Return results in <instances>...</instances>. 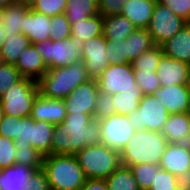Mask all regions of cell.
<instances>
[{
  "instance_id": "bcb514c9",
  "label": "cell",
  "mask_w": 190,
  "mask_h": 190,
  "mask_svg": "<svg viewBox=\"0 0 190 190\" xmlns=\"http://www.w3.org/2000/svg\"><path fill=\"white\" fill-rule=\"evenodd\" d=\"M20 190H50L45 171L42 168L35 170L28 179L25 187Z\"/></svg>"
},
{
  "instance_id": "ba28073f",
  "label": "cell",
  "mask_w": 190,
  "mask_h": 190,
  "mask_svg": "<svg viewBox=\"0 0 190 190\" xmlns=\"http://www.w3.org/2000/svg\"><path fill=\"white\" fill-rule=\"evenodd\" d=\"M54 129L52 123L26 116L19 120V136L15 142H19V146H32L42 156L50 155Z\"/></svg>"
},
{
  "instance_id": "e575fe53",
  "label": "cell",
  "mask_w": 190,
  "mask_h": 190,
  "mask_svg": "<svg viewBox=\"0 0 190 190\" xmlns=\"http://www.w3.org/2000/svg\"><path fill=\"white\" fill-rule=\"evenodd\" d=\"M15 159L16 163L30 167L35 170L42 168L43 156L32 146H19V142H15Z\"/></svg>"
},
{
  "instance_id": "d4e9b609",
  "label": "cell",
  "mask_w": 190,
  "mask_h": 190,
  "mask_svg": "<svg viewBox=\"0 0 190 190\" xmlns=\"http://www.w3.org/2000/svg\"><path fill=\"white\" fill-rule=\"evenodd\" d=\"M137 28L125 16H103V36L106 40H125Z\"/></svg>"
},
{
  "instance_id": "b9f144b4",
  "label": "cell",
  "mask_w": 190,
  "mask_h": 190,
  "mask_svg": "<svg viewBox=\"0 0 190 190\" xmlns=\"http://www.w3.org/2000/svg\"><path fill=\"white\" fill-rule=\"evenodd\" d=\"M116 114L113 98L111 94L99 91L96 99V109L93 115L94 119L100 120Z\"/></svg>"
},
{
  "instance_id": "7402d4cb",
  "label": "cell",
  "mask_w": 190,
  "mask_h": 190,
  "mask_svg": "<svg viewBox=\"0 0 190 190\" xmlns=\"http://www.w3.org/2000/svg\"><path fill=\"white\" fill-rule=\"evenodd\" d=\"M161 46L165 56L190 64V23Z\"/></svg>"
},
{
  "instance_id": "ab89813d",
  "label": "cell",
  "mask_w": 190,
  "mask_h": 190,
  "mask_svg": "<svg viewBox=\"0 0 190 190\" xmlns=\"http://www.w3.org/2000/svg\"><path fill=\"white\" fill-rule=\"evenodd\" d=\"M23 77L12 64H0V96L4 94L12 85L19 82Z\"/></svg>"
},
{
  "instance_id": "83f0119b",
  "label": "cell",
  "mask_w": 190,
  "mask_h": 190,
  "mask_svg": "<svg viewBox=\"0 0 190 190\" xmlns=\"http://www.w3.org/2000/svg\"><path fill=\"white\" fill-rule=\"evenodd\" d=\"M64 14L70 24L81 22L90 16L100 14L98 0H67Z\"/></svg>"
},
{
  "instance_id": "9c48e42d",
  "label": "cell",
  "mask_w": 190,
  "mask_h": 190,
  "mask_svg": "<svg viewBox=\"0 0 190 190\" xmlns=\"http://www.w3.org/2000/svg\"><path fill=\"white\" fill-rule=\"evenodd\" d=\"M169 113L154 94L144 95L138 109L127 117L135 131L149 130L161 132Z\"/></svg>"
},
{
  "instance_id": "f6af8a7d",
  "label": "cell",
  "mask_w": 190,
  "mask_h": 190,
  "mask_svg": "<svg viewBox=\"0 0 190 190\" xmlns=\"http://www.w3.org/2000/svg\"><path fill=\"white\" fill-rule=\"evenodd\" d=\"M21 117L4 115L0 121V136L14 140L19 136V120Z\"/></svg>"
},
{
  "instance_id": "d590c367",
  "label": "cell",
  "mask_w": 190,
  "mask_h": 190,
  "mask_svg": "<svg viewBox=\"0 0 190 190\" xmlns=\"http://www.w3.org/2000/svg\"><path fill=\"white\" fill-rule=\"evenodd\" d=\"M106 57L109 65L131 64L128 59L127 41L125 40H107Z\"/></svg>"
},
{
  "instance_id": "f907efd6",
  "label": "cell",
  "mask_w": 190,
  "mask_h": 190,
  "mask_svg": "<svg viewBox=\"0 0 190 190\" xmlns=\"http://www.w3.org/2000/svg\"><path fill=\"white\" fill-rule=\"evenodd\" d=\"M5 40V29L3 28V25H0V48Z\"/></svg>"
},
{
  "instance_id": "4dcf8cb0",
  "label": "cell",
  "mask_w": 190,
  "mask_h": 190,
  "mask_svg": "<svg viewBox=\"0 0 190 190\" xmlns=\"http://www.w3.org/2000/svg\"><path fill=\"white\" fill-rule=\"evenodd\" d=\"M143 96L144 93L140 88L137 90H128L112 94L116 114L128 116L130 113L138 109L140 100Z\"/></svg>"
},
{
  "instance_id": "9a60e30c",
  "label": "cell",
  "mask_w": 190,
  "mask_h": 190,
  "mask_svg": "<svg viewBox=\"0 0 190 190\" xmlns=\"http://www.w3.org/2000/svg\"><path fill=\"white\" fill-rule=\"evenodd\" d=\"M107 40L102 35L84 41L81 60L91 79H97L109 66L106 57Z\"/></svg>"
},
{
  "instance_id": "1f68e13d",
  "label": "cell",
  "mask_w": 190,
  "mask_h": 190,
  "mask_svg": "<svg viewBox=\"0 0 190 190\" xmlns=\"http://www.w3.org/2000/svg\"><path fill=\"white\" fill-rule=\"evenodd\" d=\"M105 180L108 190H140L130 167L120 165Z\"/></svg>"
},
{
  "instance_id": "7bdbcfd3",
  "label": "cell",
  "mask_w": 190,
  "mask_h": 190,
  "mask_svg": "<svg viewBox=\"0 0 190 190\" xmlns=\"http://www.w3.org/2000/svg\"><path fill=\"white\" fill-rule=\"evenodd\" d=\"M15 141L0 136V170L16 164Z\"/></svg>"
},
{
  "instance_id": "f1b7e54d",
  "label": "cell",
  "mask_w": 190,
  "mask_h": 190,
  "mask_svg": "<svg viewBox=\"0 0 190 190\" xmlns=\"http://www.w3.org/2000/svg\"><path fill=\"white\" fill-rule=\"evenodd\" d=\"M102 33L103 16L101 14H96L81 22L71 24V37H77L83 42L100 36Z\"/></svg>"
},
{
  "instance_id": "f35d334b",
  "label": "cell",
  "mask_w": 190,
  "mask_h": 190,
  "mask_svg": "<svg viewBox=\"0 0 190 190\" xmlns=\"http://www.w3.org/2000/svg\"><path fill=\"white\" fill-rule=\"evenodd\" d=\"M71 37V24L64 13L51 17L50 39L62 41Z\"/></svg>"
},
{
  "instance_id": "5b68a950",
  "label": "cell",
  "mask_w": 190,
  "mask_h": 190,
  "mask_svg": "<svg viewBox=\"0 0 190 190\" xmlns=\"http://www.w3.org/2000/svg\"><path fill=\"white\" fill-rule=\"evenodd\" d=\"M86 179H106L120 165V153L104 144L87 145L75 154Z\"/></svg>"
},
{
  "instance_id": "8fae6325",
  "label": "cell",
  "mask_w": 190,
  "mask_h": 190,
  "mask_svg": "<svg viewBox=\"0 0 190 190\" xmlns=\"http://www.w3.org/2000/svg\"><path fill=\"white\" fill-rule=\"evenodd\" d=\"M101 130V144L117 152H121L128 140L134 135L135 129L128 117L114 114L99 120Z\"/></svg>"
},
{
  "instance_id": "d6986e66",
  "label": "cell",
  "mask_w": 190,
  "mask_h": 190,
  "mask_svg": "<svg viewBox=\"0 0 190 190\" xmlns=\"http://www.w3.org/2000/svg\"><path fill=\"white\" fill-rule=\"evenodd\" d=\"M14 66L23 78H30L36 81L48 71L42 56L33 44L22 52Z\"/></svg>"
},
{
  "instance_id": "e0dca14e",
  "label": "cell",
  "mask_w": 190,
  "mask_h": 190,
  "mask_svg": "<svg viewBox=\"0 0 190 190\" xmlns=\"http://www.w3.org/2000/svg\"><path fill=\"white\" fill-rule=\"evenodd\" d=\"M156 74L161 86H172L190 84V64L167 57L161 56Z\"/></svg>"
},
{
  "instance_id": "5bb4252c",
  "label": "cell",
  "mask_w": 190,
  "mask_h": 190,
  "mask_svg": "<svg viewBox=\"0 0 190 190\" xmlns=\"http://www.w3.org/2000/svg\"><path fill=\"white\" fill-rule=\"evenodd\" d=\"M98 93L96 79H90L78 85L69 96L63 99L67 114L80 112L93 117Z\"/></svg>"
},
{
  "instance_id": "4316f807",
  "label": "cell",
  "mask_w": 190,
  "mask_h": 190,
  "mask_svg": "<svg viewBox=\"0 0 190 190\" xmlns=\"http://www.w3.org/2000/svg\"><path fill=\"white\" fill-rule=\"evenodd\" d=\"M28 7L13 1L3 8V28L5 35L22 33L25 15Z\"/></svg>"
},
{
  "instance_id": "681fc988",
  "label": "cell",
  "mask_w": 190,
  "mask_h": 190,
  "mask_svg": "<svg viewBox=\"0 0 190 190\" xmlns=\"http://www.w3.org/2000/svg\"><path fill=\"white\" fill-rule=\"evenodd\" d=\"M15 2H17V3H20V4H22L23 6H25V7H28V8H32L34 5H35V3L37 2V0H14Z\"/></svg>"
},
{
  "instance_id": "44dd1931",
  "label": "cell",
  "mask_w": 190,
  "mask_h": 190,
  "mask_svg": "<svg viewBox=\"0 0 190 190\" xmlns=\"http://www.w3.org/2000/svg\"><path fill=\"white\" fill-rule=\"evenodd\" d=\"M155 5L156 1L151 0H127L120 14L128 18L136 28L147 29Z\"/></svg>"
},
{
  "instance_id": "db71d44e",
  "label": "cell",
  "mask_w": 190,
  "mask_h": 190,
  "mask_svg": "<svg viewBox=\"0 0 190 190\" xmlns=\"http://www.w3.org/2000/svg\"><path fill=\"white\" fill-rule=\"evenodd\" d=\"M3 23V8H0V25Z\"/></svg>"
},
{
  "instance_id": "60d3db41",
  "label": "cell",
  "mask_w": 190,
  "mask_h": 190,
  "mask_svg": "<svg viewBox=\"0 0 190 190\" xmlns=\"http://www.w3.org/2000/svg\"><path fill=\"white\" fill-rule=\"evenodd\" d=\"M66 6L67 0H37L31 9L52 17L64 13Z\"/></svg>"
},
{
  "instance_id": "603a6c76",
  "label": "cell",
  "mask_w": 190,
  "mask_h": 190,
  "mask_svg": "<svg viewBox=\"0 0 190 190\" xmlns=\"http://www.w3.org/2000/svg\"><path fill=\"white\" fill-rule=\"evenodd\" d=\"M161 133L168 143H186L190 135V112L170 114Z\"/></svg>"
},
{
  "instance_id": "4fadbf2b",
  "label": "cell",
  "mask_w": 190,
  "mask_h": 190,
  "mask_svg": "<svg viewBox=\"0 0 190 190\" xmlns=\"http://www.w3.org/2000/svg\"><path fill=\"white\" fill-rule=\"evenodd\" d=\"M159 166L185 184L190 183V149L186 143H168Z\"/></svg>"
},
{
  "instance_id": "484cf974",
  "label": "cell",
  "mask_w": 190,
  "mask_h": 190,
  "mask_svg": "<svg viewBox=\"0 0 190 190\" xmlns=\"http://www.w3.org/2000/svg\"><path fill=\"white\" fill-rule=\"evenodd\" d=\"M30 45V40L22 33L5 35L0 48L2 63L15 65L18 57Z\"/></svg>"
},
{
  "instance_id": "11a10c76",
  "label": "cell",
  "mask_w": 190,
  "mask_h": 190,
  "mask_svg": "<svg viewBox=\"0 0 190 190\" xmlns=\"http://www.w3.org/2000/svg\"><path fill=\"white\" fill-rule=\"evenodd\" d=\"M186 145L190 149V135L187 138Z\"/></svg>"
},
{
  "instance_id": "836d02e7",
  "label": "cell",
  "mask_w": 190,
  "mask_h": 190,
  "mask_svg": "<svg viewBox=\"0 0 190 190\" xmlns=\"http://www.w3.org/2000/svg\"><path fill=\"white\" fill-rule=\"evenodd\" d=\"M133 175L138 183L140 190H149L151 187L155 176L161 169L159 165L141 163L137 165L130 166Z\"/></svg>"
},
{
  "instance_id": "f5cc1de1",
  "label": "cell",
  "mask_w": 190,
  "mask_h": 190,
  "mask_svg": "<svg viewBox=\"0 0 190 190\" xmlns=\"http://www.w3.org/2000/svg\"><path fill=\"white\" fill-rule=\"evenodd\" d=\"M3 116H4V110L2 108V104H1V101H0V121L3 119Z\"/></svg>"
},
{
  "instance_id": "9f6ffc18",
  "label": "cell",
  "mask_w": 190,
  "mask_h": 190,
  "mask_svg": "<svg viewBox=\"0 0 190 190\" xmlns=\"http://www.w3.org/2000/svg\"><path fill=\"white\" fill-rule=\"evenodd\" d=\"M184 190H190V183L185 184Z\"/></svg>"
},
{
  "instance_id": "8992f818",
  "label": "cell",
  "mask_w": 190,
  "mask_h": 190,
  "mask_svg": "<svg viewBox=\"0 0 190 190\" xmlns=\"http://www.w3.org/2000/svg\"><path fill=\"white\" fill-rule=\"evenodd\" d=\"M48 69L70 66L81 62L84 42L77 37L62 41L47 39L33 43Z\"/></svg>"
},
{
  "instance_id": "277c9868",
  "label": "cell",
  "mask_w": 190,
  "mask_h": 190,
  "mask_svg": "<svg viewBox=\"0 0 190 190\" xmlns=\"http://www.w3.org/2000/svg\"><path fill=\"white\" fill-rule=\"evenodd\" d=\"M50 190H80L87 180L75 155L50 154L43 156Z\"/></svg>"
},
{
  "instance_id": "2e32d148",
  "label": "cell",
  "mask_w": 190,
  "mask_h": 190,
  "mask_svg": "<svg viewBox=\"0 0 190 190\" xmlns=\"http://www.w3.org/2000/svg\"><path fill=\"white\" fill-rule=\"evenodd\" d=\"M154 96L169 114L190 112V84L161 86Z\"/></svg>"
},
{
  "instance_id": "ee69618b",
  "label": "cell",
  "mask_w": 190,
  "mask_h": 190,
  "mask_svg": "<svg viewBox=\"0 0 190 190\" xmlns=\"http://www.w3.org/2000/svg\"><path fill=\"white\" fill-rule=\"evenodd\" d=\"M157 2L190 23V0H158Z\"/></svg>"
},
{
  "instance_id": "d6a6232c",
  "label": "cell",
  "mask_w": 190,
  "mask_h": 190,
  "mask_svg": "<svg viewBox=\"0 0 190 190\" xmlns=\"http://www.w3.org/2000/svg\"><path fill=\"white\" fill-rule=\"evenodd\" d=\"M163 55L162 46L155 45L148 51L143 52L131 64L134 71L156 72L159 60Z\"/></svg>"
},
{
  "instance_id": "74e56055",
  "label": "cell",
  "mask_w": 190,
  "mask_h": 190,
  "mask_svg": "<svg viewBox=\"0 0 190 190\" xmlns=\"http://www.w3.org/2000/svg\"><path fill=\"white\" fill-rule=\"evenodd\" d=\"M134 75L136 84L144 95L154 94L161 87L156 72L134 71Z\"/></svg>"
},
{
  "instance_id": "c3c4849f",
  "label": "cell",
  "mask_w": 190,
  "mask_h": 190,
  "mask_svg": "<svg viewBox=\"0 0 190 190\" xmlns=\"http://www.w3.org/2000/svg\"><path fill=\"white\" fill-rule=\"evenodd\" d=\"M80 190H108L105 179H87Z\"/></svg>"
},
{
  "instance_id": "7c38bea8",
  "label": "cell",
  "mask_w": 190,
  "mask_h": 190,
  "mask_svg": "<svg viewBox=\"0 0 190 190\" xmlns=\"http://www.w3.org/2000/svg\"><path fill=\"white\" fill-rule=\"evenodd\" d=\"M96 81L99 91L111 95L139 89L132 64L109 65Z\"/></svg>"
},
{
  "instance_id": "f546056e",
  "label": "cell",
  "mask_w": 190,
  "mask_h": 190,
  "mask_svg": "<svg viewBox=\"0 0 190 190\" xmlns=\"http://www.w3.org/2000/svg\"><path fill=\"white\" fill-rule=\"evenodd\" d=\"M128 59L133 62L143 52L155 46L152 36L147 29H136L126 39Z\"/></svg>"
},
{
  "instance_id": "7a4b0ae2",
  "label": "cell",
  "mask_w": 190,
  "mask_h": 190,
  "mask_svg": "<svg viewBox=\"0 0 190 190\" xmlns=\"http://www.w3.org/2000/svg\"><path fill=\"white\" fill-rule=\"evenodd\" d=\"M168 141L161 132L135 131L120 152L122 166L148 163L159 165Z\"/></svg>"
},
{
  "instance_id": "8d00e7d4",
  "label": "cell",
  "mask_w": 190,
  "mask_h": 190,
  "mask_svg": "<svg viewBox=\"0 0 190 190\" xmlns=\"http://www.w3.org/2000/svg\"><path fill=\"white\" fill-rule=\"evenodd\" d=\"M185 183L176 175L160 169L149 190H184Z\"/></svg>"
},
{
  "instance_id": "3957f363",
  "label": "cell",
  "mask_w": 190,
  "mask_h": 190,
  "mask_svg": "<svg viewBox=\"0 0 190 190\" xmlns=\"http://www.w3.org/2000/svg\"><path fill=\"white\" fill-rule=\"evenodd\" d=\"M85 65L79 62L60 68L48 69L37 81L39 94L48 99H64L82 83L90 80Z\"/></svg>"
},
{
  "instance_id": "6da1fadb",
  "label": "cell",
  "mask_w": 190,
  "mask_h": 190,
  "mask_svg": "<svg viewBox=\"0 0 190 190\" xmlns=\"http://www.w3.org/2000/svg\"><path fill=\"white\" fill-rule=\"evenodd\" d=\"M101 144L99 120L85 113L67 114L55 125L51 154L75 155L87 145Z\"/></svg>"
},
{
  "instance_id": "ac0fdd59",
  "label": "cell",
  "mask_w": 190,
  "mask_h": 190,
  "mask_svg": "<svg viewBox=\"0 0 190 190\" xmlns=\"http://www.w3.org/2000/svg\"><path fill=\"white\" fill-rule=\"evenodd\" d=\"M66 115L63 99H48L38 94L34 99L30 116L33 120L56 125L62 123Z\"/></svg>"
},
{
  "instance_id": "7dc6e473",
  "label": "cell",
  "mask_w": 190,
  "mask_h": 190,
  "mask_svg": "<svg viewBox=\"0 0 190 190\" xmlns=\"http://www.w3.org/2000/svg\"><path fill=\"white\" fill-rule=\"evenodd\" d=\"M127 0H98L99 13L102 16L118 15Z\"/></svg>"
},
{
  "instance_id": "30bf717a",
  "label": "cell",
  "mask_w": 190,
  "mask_h": 190,
  "mask_svg": "<svg viewBox=\"0 0 190 190\" xmlns=\"http://www.w3.org/2000/svg\"><path fill=\"white\" fill-rule=\"evenodd\" d=\"M187 24L168 7L156 2L152 18L147 28L155 45L161 46L174 37Z\"/></svg>"
},
{
  "instance_id": "52a82bcc",
  "label": "cell",
  "mask_w": 190,
  "mask_h": 190,
  "mask_svg": "<svg viewBox=\"0 0 190 190\" xmlns=\"http://www.w3.org/2000/svg\"><path fill=\"white\" fill-rule=\"evenodd\" d=\"M38 94L37 81L22 78L0 96L4 115L21 118L30 116L34 99Z\"/></svg>"
},
{
  "instance_id": "ffe728a7",
  "label": "cell",
  "mask_w": 190,
  "mask_h": 190,
  "mask_svg": "<svg viewBox=\"0 0 190 190\" xmlns=\"http://www.w3.org/2000/svg\"><path fill=\"white\" fill-rule=\"evenodd\" d=\"M51 17L29 9L25 15L22 34L30 43H38L50 39Z\"/></svg>"
},
{
  "instance_id": "cb8c5ba5",
  "label": "cell",
  "mask_w": 190,
  "mask_h": 190,
  "mask_svg": "<svg viewBox=\"0 0 190 190\" xmlns=\"http://www.w3.org/2000/svg\"><path fill=\"white\" fill-rule=\"evenodd\" d=\"M35 171L30 167L15 164L0 170V190H20Z\"/></svg>"
},
{
  "instance_id": "816d5d0a",
  "label": "cell",
  "mask_w": 190,
  "mask_h": 190,
  "mask_svg": "<svg viewBox=\"0 0 190 190\" xmlns=\"http://www.w3.org/2000/svg\"><path fill=\"white\" fill-rule=\"evenodd\" d=\"M14 0H0V8H4L6 5L12 3Z\"/></svg>"
}]
</instances>
